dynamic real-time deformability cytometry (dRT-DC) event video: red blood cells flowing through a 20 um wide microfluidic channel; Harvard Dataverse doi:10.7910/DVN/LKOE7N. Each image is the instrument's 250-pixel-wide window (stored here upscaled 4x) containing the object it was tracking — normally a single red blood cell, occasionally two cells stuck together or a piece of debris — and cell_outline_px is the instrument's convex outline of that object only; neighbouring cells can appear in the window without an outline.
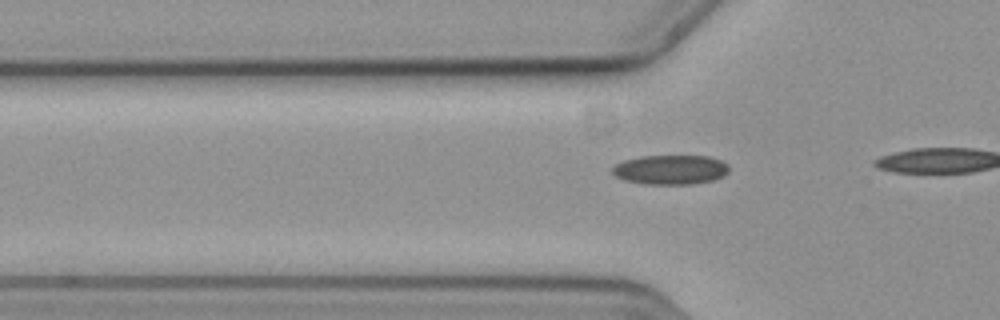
{"species": "common noctule bat (a hibernating species)", "species_latin": "Nyctalus noctula", "temperature_condition": "cold", "stored_images_in_passage": 18, "camera_frame_rate_fps": 3000, "um_per_image_px": 0.085, "animal": {"sex": "female", "body_mass_g": 19.3, "forearm_length_mm": 54.1}, "frame": {"image": 1, "passage_image": 15, "time_ms": 4.667, "image_size_px": [1000, 320], "cell_outline_px": [[728, 172], [724, 176], [712, 180], [688, 184], [648, 184], [624, 180], [616, 176], [612, 172], [612, 168], [616, 164], [624, 160], [640, 156], [708, 156], [720, 160], [728, 164]], "centroid_in_image_um": [56.99, 14.42], "position_along_channel_um": 68.8, "area_um2": 19.94}}